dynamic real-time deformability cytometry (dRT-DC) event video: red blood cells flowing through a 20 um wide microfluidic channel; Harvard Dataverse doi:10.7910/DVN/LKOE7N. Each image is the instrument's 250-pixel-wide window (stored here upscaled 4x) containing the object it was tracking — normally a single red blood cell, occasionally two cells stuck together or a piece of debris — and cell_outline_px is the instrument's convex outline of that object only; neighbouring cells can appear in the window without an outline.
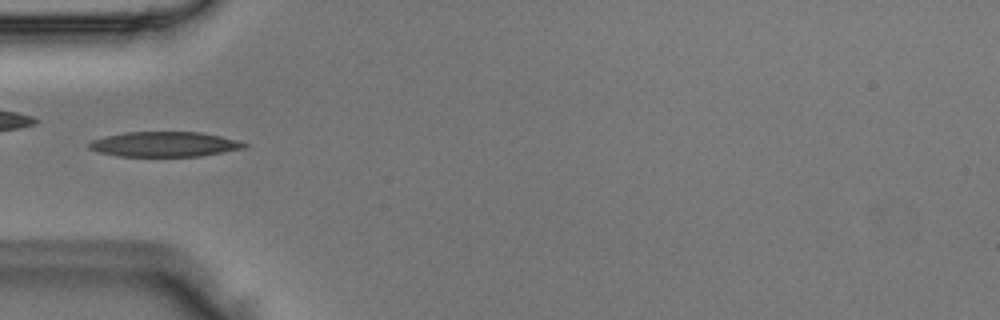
{"species": "Egyptian fruit bat (a non-hibernating species)", "species_latin": "Rousettus aegyptiacus", "temperature_condition": "room temperature", "stored_images_in_passage": 5, "camera_frame_rate_fps": 3000, "um_per_image_px": 0.085, "animal": {"sex": "male"}, "frame": {"image": 1, "passage_image": 3, "time_ms": 0.667, "image_size_px": [1000, 320], "cell_outline_px": [[248, 148], [200, 156], [120, 156], [100, 152], [88, 148], [88, 144], [92, 140], [104, 136], [124, 132], [200, 132], [220, 136], [236, 140], [248, 144]], "centroid_in_image_um": [13.99, 12.26], "position_along_channel_um": 71.0, "area_um2": 22.6}}
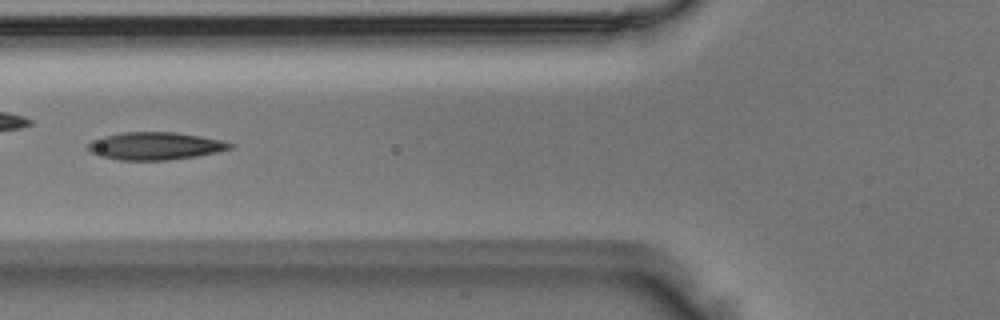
{"frame": {"image": 2, "passage_image": 4, "time_ms": 1.0, "image_size_px": [1000, 320], "cell_outline_px": [[236, 144], [232, 148], [216, 152], [196, 156], [168, 160], [120, 160], [100, 156], [92, 152], [88, 148], [88, 144], [92, 140], [104, 136], [120, 132], [172, 132], [200, 136], [220, 140]], "centroid_in_image_um": [13.19, 12.4], "position_along_channel_um": 112.6, "area_um2": 22.72}}
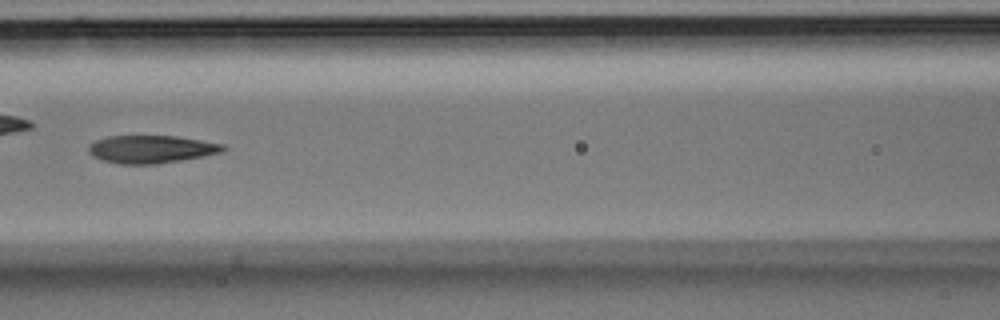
{"frame": {"image": 3, "passage_image": 5, "time_ms": 1.333, "image_size_px": [1000, 320], "cell_outline_px": [[228, 148], [220, 152], [204, 156], [156, 164], [120, 164], [100, 160], [92, 156], [88, 152], [88, 144], [96, 140], [108, 136], [176, 136], [224, 144]], "centroid_in_image_um": [12.82, 12.68], "position_along_channel_um": 153.8, "area_um2": 21.85}}